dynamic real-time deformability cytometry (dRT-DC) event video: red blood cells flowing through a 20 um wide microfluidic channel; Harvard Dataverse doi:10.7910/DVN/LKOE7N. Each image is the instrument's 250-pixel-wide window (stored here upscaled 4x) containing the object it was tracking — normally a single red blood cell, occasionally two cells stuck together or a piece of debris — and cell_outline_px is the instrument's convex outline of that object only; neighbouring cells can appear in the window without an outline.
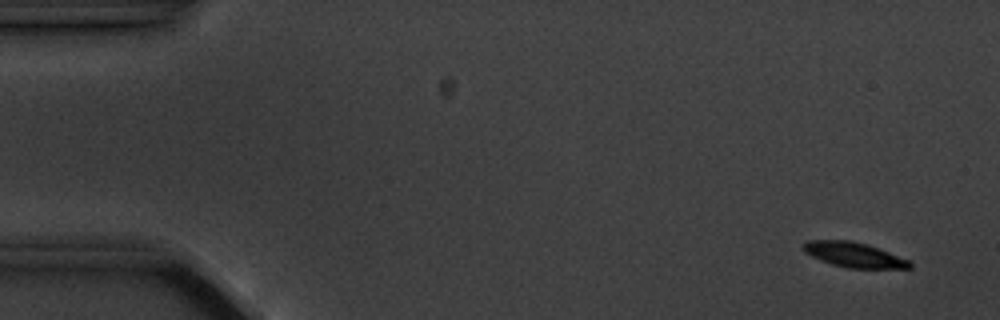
{"species": "common noctule bat (a hibernating species)", "species_latin": "Nyctalus noctula", "temperature_condition": "cold", "stored_images_in_passage": 6, "camera_frame_rate_fps": 3000, "um_per_image_px": 0.085, "animal": {"sex": "male", "body_mass_g": 20.1, "forearm_length_mm": 53.5}, "frame": {"image": 1, "passage_image": 2, "time_ms": 1.0, "image_size_px": [1000, 320], "cell_outline_px": [[912, 268], [848, 268], [832, 264], [820, 260], [804, 252], [804, 244], [808, 240], [848, 240], [864, 244], [888, 252], [908, 260], [912, 264]], "centroid_in_image_um": [72.56, 21.66], "position_along_channel_um": 12.4, "area_um2": 15.09}}